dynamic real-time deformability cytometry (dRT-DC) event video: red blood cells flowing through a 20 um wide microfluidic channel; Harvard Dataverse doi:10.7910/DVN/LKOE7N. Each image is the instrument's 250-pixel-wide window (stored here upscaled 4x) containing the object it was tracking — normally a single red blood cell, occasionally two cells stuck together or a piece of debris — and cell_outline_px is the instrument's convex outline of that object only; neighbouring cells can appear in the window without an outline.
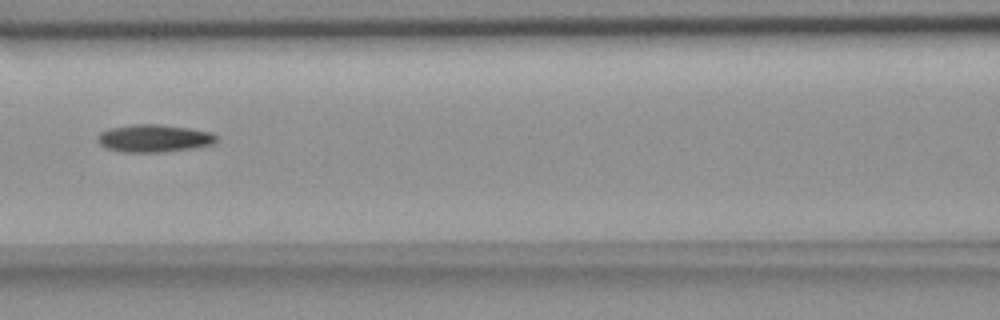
{"species": "common noctule bat (a hibernating species)", "species_latin": "Nyctalus noctula", "temperature_condition": "room temperature", "stored_images_in_passage": 5, "camera_frame_rate_fps": 3000, "um_per_image_px": 0.085, "animal": {"sex": "female", "body_mass_g": 18.4}, "frame": {"image": 1, "passage_image": 5, "time_ms": 4.667, "image_size_px": [1000, 320], "cell_outline_px": [[216, 144], [192, 148], [160, 152], [120, 152], [104, 148], [96, 140], [96, 136], [100, 132], [112, 128], [132, 124], [156, 124], [192, 128], [212, 132], [216, 136]], "centroid_in_image_um": [13.07, 11.76], "position_along_channel_um": 153.5, "area_um2": 19.31}}